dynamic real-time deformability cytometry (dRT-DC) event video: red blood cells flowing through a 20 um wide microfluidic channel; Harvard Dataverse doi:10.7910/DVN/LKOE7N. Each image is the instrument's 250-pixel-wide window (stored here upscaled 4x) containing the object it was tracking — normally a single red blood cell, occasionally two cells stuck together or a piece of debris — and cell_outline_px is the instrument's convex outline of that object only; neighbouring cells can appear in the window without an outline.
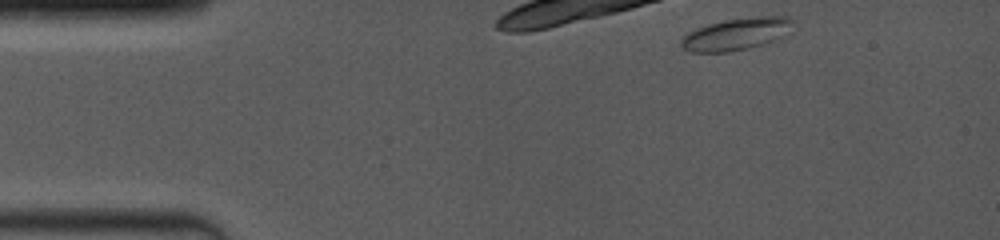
{"species": "common noctule bat (a hibernating species)", "species_latin": "Nyctalus noctula", "temperature_condition": "room temperature", "stored_images_in_passage": 9, "camera_frame_rate_fps": 4000, "um_per_image_px": 0.085, "animal": {"sex": "female", "body_mass_g": 19.0, "forearm_length_mm": 53.3}, "frame": {"image": 1, "passage_image": 1, "time_ms": 0.0, "image_size_px": [1000, 240], "cell_outline_px": [[792, 20], [788, 36], [764, 44], [748, 48], [728, 52], [692, 52], [684, 48], [680, 44], [680, 40], [688, 32], [696, 28], [708, 24], [724, 20], [756, 16], [788, 16]], "centroid_in_image_um": [62.61, 2.89], "position_along_channel_um": 22.4, "area_um2": 21.04}}
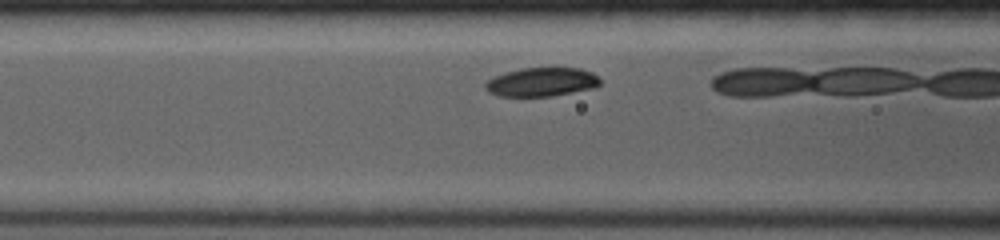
{"frame": {"image": 2, "passage_image": 7, "time_ms": 3.0, "image_size_px": [1000, 240], "cell_outline_px": [[600, 84], [596, 88], [552, 96], [500, 96], [488, 92], [484, 88], [484, 84], [492, 76], [504, 72], [520, 68], [580, 68], [592, 72], [600, 80]], "centroid_in_image_um": [46.02, 6.97], "position_along_channel_um": 120.6, "area_um2": 19.48}}